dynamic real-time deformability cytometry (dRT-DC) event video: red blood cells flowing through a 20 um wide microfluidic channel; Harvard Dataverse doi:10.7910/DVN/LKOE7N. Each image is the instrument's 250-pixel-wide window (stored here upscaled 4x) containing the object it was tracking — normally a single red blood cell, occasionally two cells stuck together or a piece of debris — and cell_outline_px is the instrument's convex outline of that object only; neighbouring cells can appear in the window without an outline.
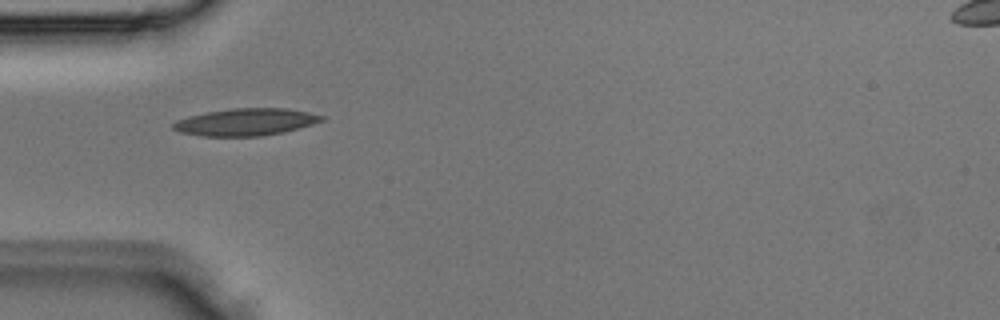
{"species": "Egyptian fruit bat (a non-hibernating species)", "species_latin": "Rousettus aegyptiacus", "temperature_condition": "room temperature", "stored_images_in_passage": 5, "camera_frame_rate_fps": 3000, "um_per_image_px": 0.085, "animal": {"sex": "male"}, "frame": {"image": 1, "passage_image": 4, "time_ms": 1.0, "image_size_px": [1000, 320], "cell_outline_px": [[324, 120], [312, 124], [284, 132], [260, 136], [200, 136], [180, 132], [172, 128], [172, 124], [176, 120], [188, 116], [208, 112], [232, 108], [288, 108], [308, 112], [324, 116]], "centroid_in_image_um": [20.87, 10.37], "position_along_channel_um": 64.1, "area_um2": 23.47}}
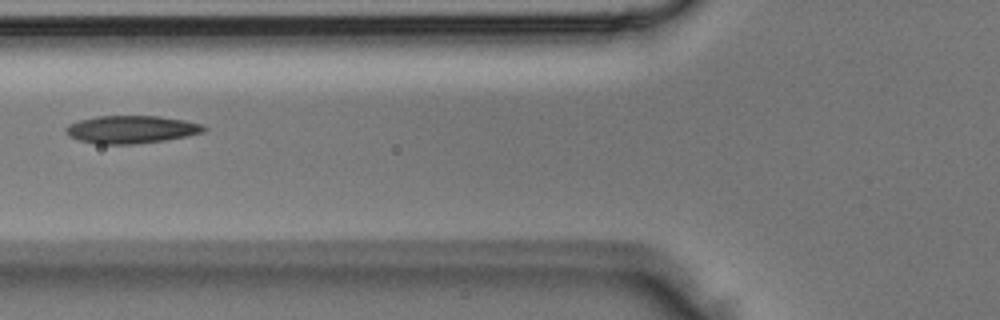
{"frame": {"image": 2, "passage_image": 5, "time_ms": 1.333, "image_size_px": [1000, 320], "cell_outline_px": [[208, 128], [204, 132], [188, 136], [164, 140], [136, 144], [96, 144], [80, 140], [68, 136], [64, 132], [64, 128], [68, 124], [80, 120], [96, 116], [160, 116], [184, 120], [204, 124]], "centroid_in_image_um": [11.16, 11.0], "position_along_channel_um": 114.6, "area_um2": 22.54}}